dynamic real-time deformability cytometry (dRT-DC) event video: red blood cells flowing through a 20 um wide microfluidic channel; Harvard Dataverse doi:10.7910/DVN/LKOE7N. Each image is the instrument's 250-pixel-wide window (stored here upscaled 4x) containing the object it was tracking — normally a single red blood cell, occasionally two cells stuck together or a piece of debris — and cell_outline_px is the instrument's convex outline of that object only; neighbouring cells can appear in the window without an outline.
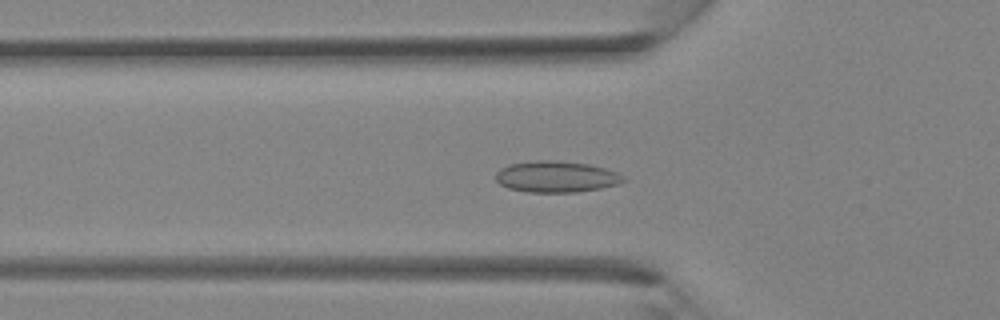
{"species": "Egyptian fruit bat (a non-hibernating species)", "species_latin": "Rousettus aegyptiacus", "temperature_condition": "room temperature", "stored_images_in_passage": 37, "camera_frame_rate_fps": 3000, "um_per_image_px": 0.085, "animal": {"sex": "female"}, "frame": {"image": 1, "passage_image": 13, "time_ms": 4.0, "image_size_px": [1000, 320], "cell_outline_px": [[628, 180], [616, 184], [600, 188], [576, 192], [528, 192], [508, 188], [500, 184], [496, 180], [496, 172], [500, 168], [508, 164], [536, 160], [556, 160], [588, 164], [604, 168], [616, 172], [624, 176]], "centroid_in_image_um": [47.26, 15.01], "position_along_channel_um": 78.5, "area_um2": 23.29}}
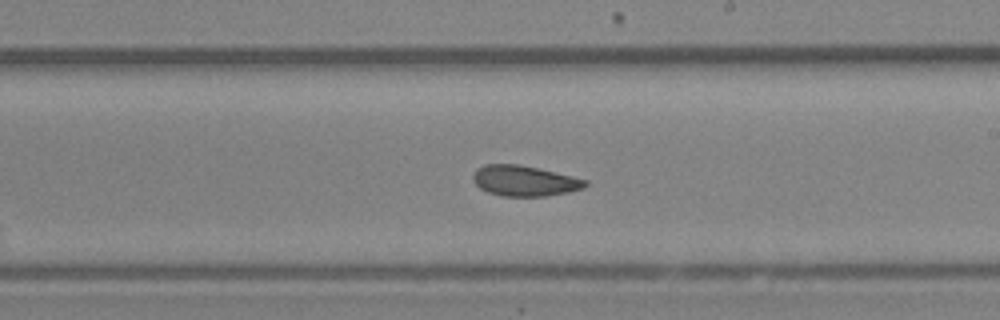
{"frame": {"image": 2, "passage_image": 22, "time_ms": 7.0, "image_size_px": [1000, 320], "cell_outline_px": [[588, 184], [584, 188], [568, 192], [544, 196], [504, 196], [488, 192], [480, 188], [472, 180], [472, 176], [476, 168], [484, 164], [520, 164], [556, 172], [588, 180]], "centroid_in_image_um": [44.57, 15.36], "position_along_channel_um": 244.4, "area_um2": 20.06}}
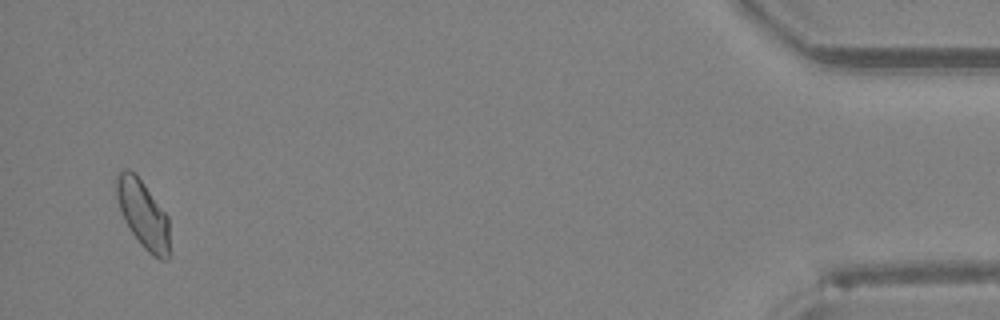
{"frame": {"image": 3, "passage_image": 36, "time_ms": 11.667, "image_size_px": [1000, 320], "cell_outline_px": [[168, 260], [160, 260], [152, 256], [140, 244], [124, 220], [120, 212], [112, 184], [116, 172], [120, 168], [128, 168], [144, 184], [168, 216]], "centroid_in_image_um": [12.08, 18.14], "position_along_channel_um": 423.1, "area_um2": 21.33}}